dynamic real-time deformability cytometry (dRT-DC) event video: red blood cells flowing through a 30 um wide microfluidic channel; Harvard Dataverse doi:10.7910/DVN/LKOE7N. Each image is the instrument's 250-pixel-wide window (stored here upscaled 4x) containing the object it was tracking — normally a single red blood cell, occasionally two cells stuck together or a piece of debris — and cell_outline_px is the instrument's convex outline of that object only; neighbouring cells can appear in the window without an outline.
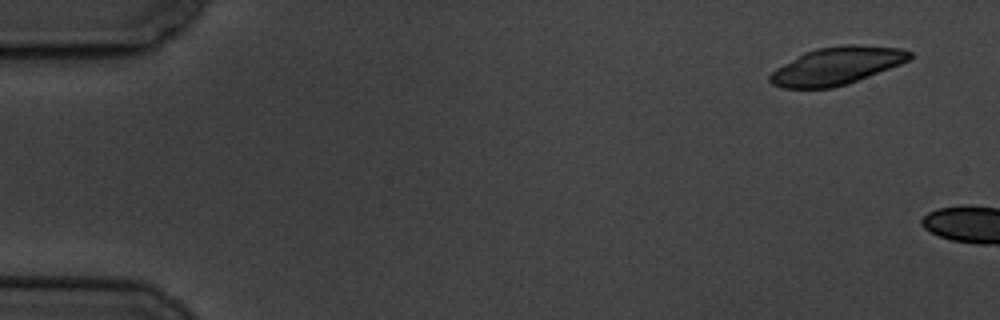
{"species": "common noctule bat (a hibernating species)", "species_latin": "Nyctalus noctula", "temperature_condition": "cold", "stored_images_in_passage": 3, "camera_frame_rate_fps": 3000, "um_per_image_px": 0.085, "animal": {"sex": "male", "body_mass_g": 19.5, "forearm_length_mm": 54.6}, "frame": {"image": 1, "passage_image": 1, "time_ms": 0.0, "image_size_px": [1000, 320], "cell_outline_px": [[912, 56], [908, 60], [900, 64], [848, 84], [832, 88], [784, 88], [772, 84], [768, 80], [768, 76], [776, 68], [804, 52], [816, 48], [844, 44], [856, 44], [900, 48], [912, 52]], "centroid_in_image_um": [71.1, 5.59], "position_along_channel_um": 13.9, "area_um2": 30.63}}